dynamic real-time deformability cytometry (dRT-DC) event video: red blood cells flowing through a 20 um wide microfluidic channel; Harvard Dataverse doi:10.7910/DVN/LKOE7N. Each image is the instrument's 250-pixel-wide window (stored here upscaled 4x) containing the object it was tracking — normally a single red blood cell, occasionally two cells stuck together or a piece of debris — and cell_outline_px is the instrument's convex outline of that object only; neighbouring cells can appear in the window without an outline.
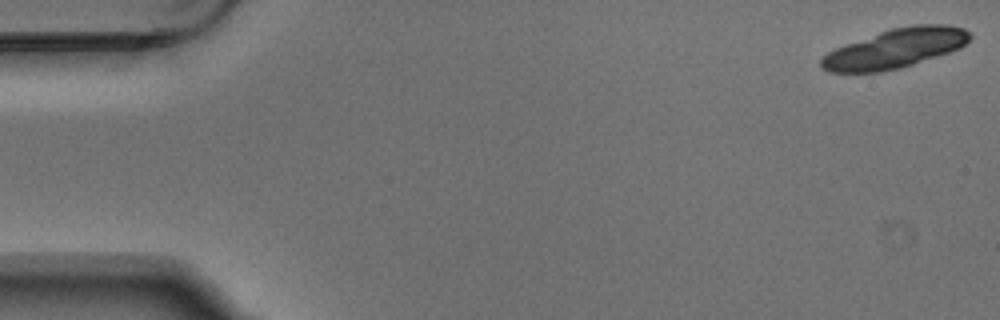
{"species": "Egyptian fruit bat (a non-hibernating species)", "species_latin": "Rousettus aegyptiacus", "temperature_condition": "warm", "stored_images_in_passage": 14, "camera_frame_rate_fps": 3000, "um_per_image_px": 0.085, "animal": {"sex": "male"}, "frame": {"image": 1, "passage_image": 1, "time_ms": 0.0, "image_size_px": [1000, 320], "cell_outline_px": [[972, 36], [960, 48], [900, 68], [880, 72], [828, 72], [820, 68], [820, 60], [828, 52], [836, 48], [880, 32], [892, 28], [912, 24], [948, 24], [964, 28]], "centroid_in_image_um": [76.1, 4.11], "position_along_channel_um": 8.9, "area_um2": 33.7}}
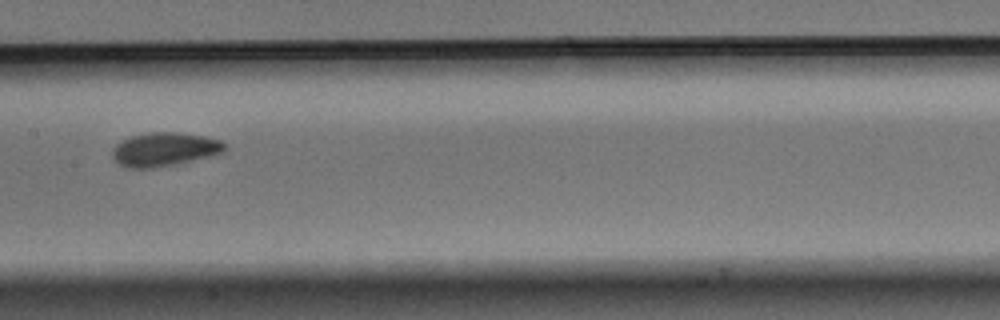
{"frame": {"image": 2, "passage_image": 7, "time_ms": 2.0, "image_size_px": [1000, 320], "cell_outline_px": [[228, 148], [212, 156], [152, 168], [128, 168], [112, 160], [112, 148], [116, 144], [132, 136], [148, 132], [180, 132], [204, 136], [220, 140]], "centroid_in_image_um": [13.95, 12.69], "position_along_channel_um": 193.4, "area_um2": 21.96}}
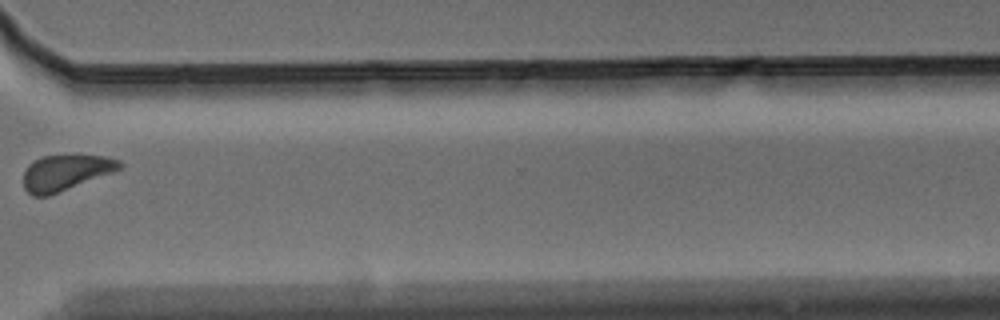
{"frame": {"image": 3, "passage_image": 11, "time_ms": 3.333, "image_size_px": [1000, 320], "cell_outline_px": [[124, 168], [48, 196], [32, 196], [24, 188], [24, 172], [28, 164], [40, 156], [104, 156], [120, 160], [124, 164]], "centroid_in_image_um": [5.58, 14.67], "position_along_channel_um": 365.0, "area_um2": 19.88}}